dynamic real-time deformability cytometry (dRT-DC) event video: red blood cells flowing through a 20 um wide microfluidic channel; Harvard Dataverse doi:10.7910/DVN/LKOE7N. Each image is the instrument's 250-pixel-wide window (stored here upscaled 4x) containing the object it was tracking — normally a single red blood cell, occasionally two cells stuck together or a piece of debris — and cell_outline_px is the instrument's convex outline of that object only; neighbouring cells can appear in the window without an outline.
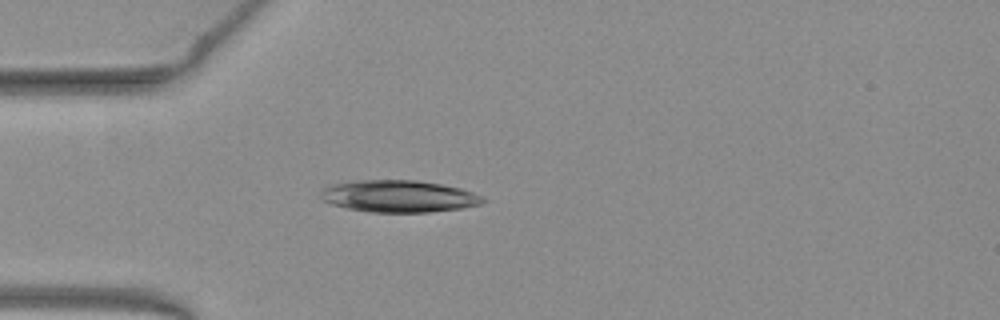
{"species": "common noctule bat (a hibernating species)", "species_latin": "Nyctalus noctula", "temperature_condition": "warm", "stored_images_in_passage": 41, "camera_frame_rate_fps": 3000, "um_per_image_px": 0.085, "animal": {"sex": "female", "body_mass_g": 19.3, "forearm_length_mm": 54.1}, "frame": {"image": 1, "passage_image": 7, "time_ms": 2.0, "image_size_px": [1000, 320], "cell_outline_px": [[488, 200], [480, 204], [464, 208], [428, 212], [368, 212], [348, 208], [332, 204], [320, 200], [320, 192], [328, 184], [356, 180], [416, 180], [440, 184], [460, 188], [472, 192]], "centroid_in_image_um": [33.85, 16.68], "position_along_channel_um": 51.1, "area_um2": 30.4}}
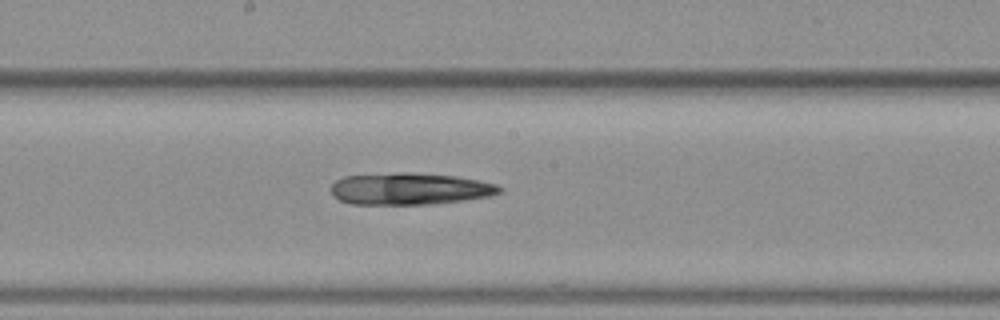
{"frame": {"image": 2, "passage_image": 20, "time_ms": 6.333, "image_size_px": [1000, 320], "cell_outline_px": [[504, 192], [488, 196], [464, 200], [432, 204], [348, 204], [332, 196], [332, 184], [336, 180], [344, 176], [396, 172], [404, 172], [456, 176], [480, 180], [496, 184], [504, 188]], "centroid_in_image_um": [34.84, 16.04], "position_along_channel_um": 213.4, "area_um2": 31.5}}
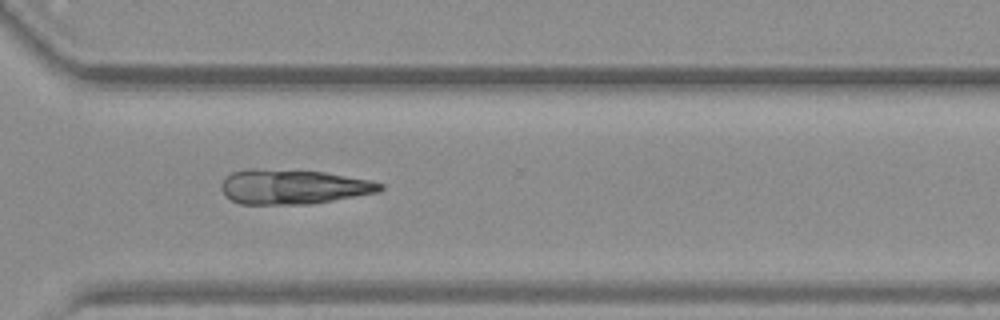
{"frame": {"image": 3, "passage_image": 30, "time_ms": 9.667, "image_size_px": [1000, 320], "cell_outline_px": [[384, 188], [380, 192], [312, 204], [240, 204], [224, 196], [220, 188], [220, 184], [232, 172], [244, 168], [256, 168], [324, 172], [372, 180], [384, 184]], "centroid_in_image_um": [24.92, 15.87], "position_along_channel_um": 345.7, "area_um2": 32.48}}